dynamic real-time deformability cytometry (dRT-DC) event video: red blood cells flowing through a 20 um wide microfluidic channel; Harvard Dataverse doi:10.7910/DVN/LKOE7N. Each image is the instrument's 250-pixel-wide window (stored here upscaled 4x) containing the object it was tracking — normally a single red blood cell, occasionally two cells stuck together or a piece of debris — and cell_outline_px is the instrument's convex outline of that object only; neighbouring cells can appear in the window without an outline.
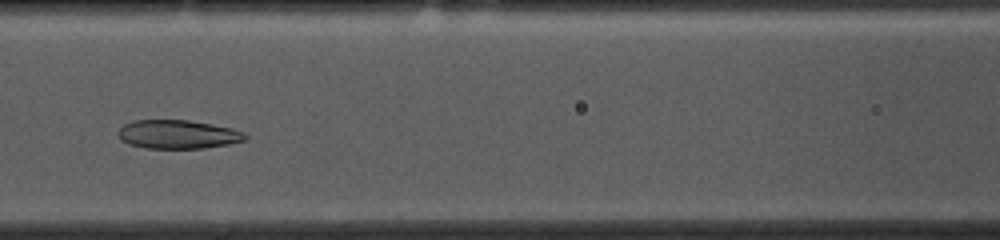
{"species": "common noctule bat (a hibernating species)", "species_latin": "Nyctalus noctula", "temperature_condition": "cold", "stored_images_in_passage": 30, "camera_frame_rate_fps": 3000, "um_per_image_px": 0.085, "animal": {"sex": "female", "body_mass_g": 10.0, "forearm_length_mm": 53.1}, "frame": {"image": 1, "passage_image": 22, "time_ms": 7.0, "image_size_px": [1000, 240], "cell_outline_px": [[248, 136], [244, 140], [228, 144], [204, 148], [144, 148], [128, 144], [120, 140], [116, 132], [124, 124], [132, 120], [188, 120], [212, 124], [232, 128], [244, 132]], "centroid_in_image_um": [15.08, 11.42], "position_along_channel_um": 151.5, "area_um2": 21.39}}